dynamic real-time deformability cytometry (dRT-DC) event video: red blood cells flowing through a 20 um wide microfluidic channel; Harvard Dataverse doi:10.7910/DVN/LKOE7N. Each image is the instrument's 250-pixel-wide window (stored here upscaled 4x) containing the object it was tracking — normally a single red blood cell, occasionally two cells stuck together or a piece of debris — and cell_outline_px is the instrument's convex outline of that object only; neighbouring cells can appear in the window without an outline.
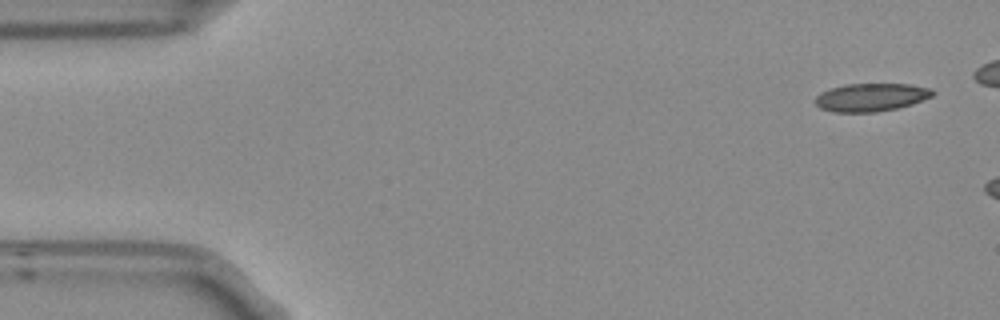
{"species": "Egyptian fruit bat (a non-hibernating species)", "species_latin": "Rousettus aegyptiacus", "temperature_condition": "room temperature", "stored_images_in_passage": 2, "camera_frame_rate_fps": 3000, "um_per_image_px": 0.085, "frame": {"image": 1, "passage_image": 1, "time_ms": 0.0, "image_size_px": [1000, 320], "cell_outline_px": [[936, 92], [932, 96], [912, 104], [896, 108], [876, 112], [832, 112], [820, 108], [816, 104], [816, 96], [820, 92], [832, 88], [848, 84], [912, 84], [932, 88]], "centroid_in_image_um": [74.07, 8.27], "position_along_channel_um": 10.9, "area_um2": 19.19}}